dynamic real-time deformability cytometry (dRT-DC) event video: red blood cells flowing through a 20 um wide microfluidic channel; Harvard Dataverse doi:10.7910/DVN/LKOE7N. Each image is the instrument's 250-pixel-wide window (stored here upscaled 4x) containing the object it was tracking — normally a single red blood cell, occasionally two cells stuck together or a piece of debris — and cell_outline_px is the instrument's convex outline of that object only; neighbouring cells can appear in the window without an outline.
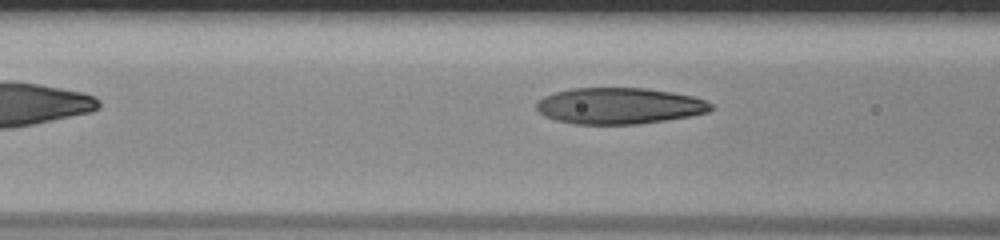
{"species": "human", "species_latin": "Homo sapiens", "temperature_condition": "room temperature", "stored_images_in_passage": 7, "camera_frame_rate_fps": 3000, "um_per_image_px": 0.085, "donor": {"sex": "male"}, "frame": {"image": 1, "passage_image": 4, "time_ms": 1.0, "image_size_px": [1000, 240], "cell_outline_px": [[712, 108], [708, 112], [688, 116], [664, 120], [636, 124], [572, 124], [556, 120], [544, 116], [536, 108], [536, 100], [544, 96], [556, 92], [572, 88], [644, 88], [672, 92], [692, 96], [704, 100], [712, 104]], "centroid_in_image_um": [52.59, 9.0], "position_along_channel_um": 114.0, "area_um2": 36.76}}